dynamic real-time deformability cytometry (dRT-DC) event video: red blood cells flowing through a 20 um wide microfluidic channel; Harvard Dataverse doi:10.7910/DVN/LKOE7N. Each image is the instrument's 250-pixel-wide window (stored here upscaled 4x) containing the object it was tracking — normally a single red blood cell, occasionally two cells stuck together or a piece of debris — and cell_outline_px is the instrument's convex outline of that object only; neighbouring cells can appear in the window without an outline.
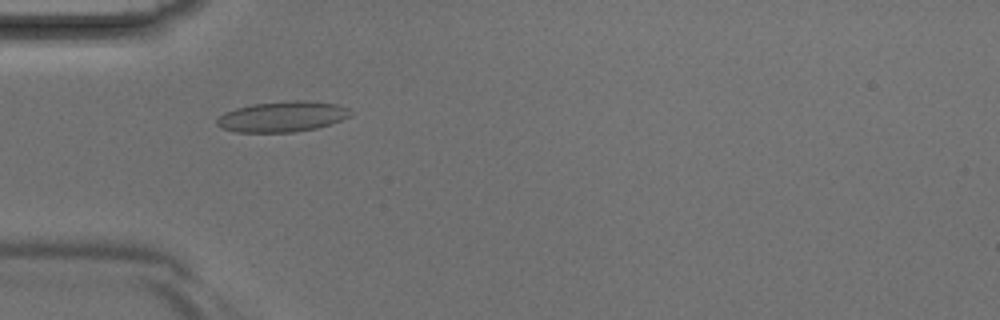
{"species": "Egyptian fruit bat (a non-hibernating species)", "species_latin": "Rousettus aegyptiacus", "temperature_condition": "room temperature", "stored_images_in_passage": 5, "camera_frame_rate_fps": 3000, "um_per_image_px": 0.085, "animal": {"sex": "male"}, "frame": {"image": 1, "passage_image": 4, "time_ms": 1.0, "image_size_px": [1000, 320], "cell_outline_px": [[352, 116], [332, 124], [316, 128], [292, 132], [236, 132], [220, 128], [216, 124], [216, 120], [224, 112], [236, 108], [252, 104], [296, 100], [304, 100], [336, 104], [348, 108]], "centroid_in_image_um": [23.99, 9.91], "position_along_channel_um": 61.0, "area_um2": 23.81}}